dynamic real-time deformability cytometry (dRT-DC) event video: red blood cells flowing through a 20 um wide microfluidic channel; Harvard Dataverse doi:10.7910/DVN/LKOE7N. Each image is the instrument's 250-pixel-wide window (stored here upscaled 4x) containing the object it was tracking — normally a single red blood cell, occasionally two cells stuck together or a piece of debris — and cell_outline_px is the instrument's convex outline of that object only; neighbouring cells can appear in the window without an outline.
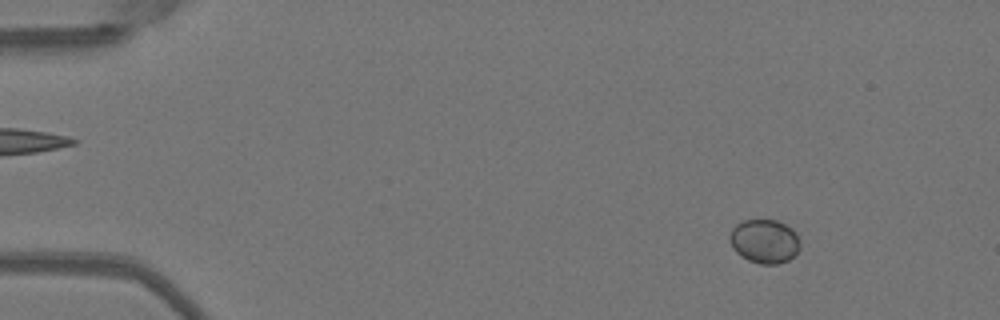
{"species": "Egyptian fruit bat (a non-hibernating species)", "species_latin": "Rousettus aegyptiacus", "temperature_condition": "warm", "stored_images_in_passage": 20, "camera_frame_rate_fps": 3000, "um_per_image_px": 0.085, "animal": {"sex": "female"}, "frame": {"image": 1, "passage_image": 7, "time_ms": 2.0, "image_size_px": [1000, 320], "cell_outline_px": [[800, 248], [788, 260], [776, 264], [760, 264], [748, 260], [740, 256], [732, 248], [728, 240], [728, 236], [732, 228], [736, 224], [744, 220], [776, 220], [792, 228], [796, 232], [800, 240]], "centroid_in_image_um": [64.95, 20.5], "position_along_channel_um": 20.0, "area_um2": 18.21}}
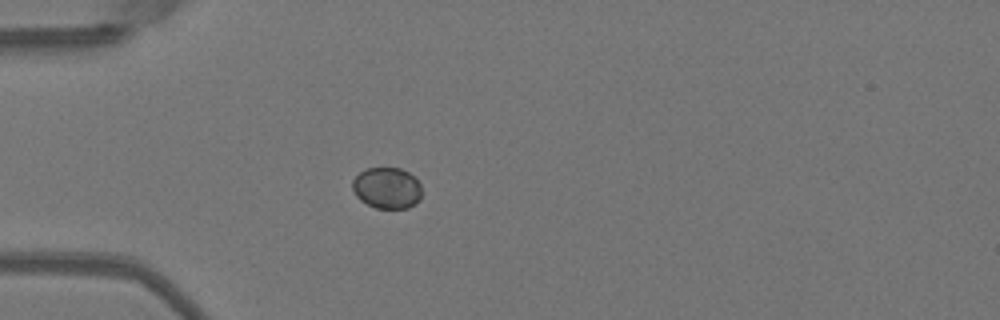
{"frame": {"image": 2, "passage_image": 16, "time_ms": 5.0, "image_size_px": [1000, 320], "cell_outline_px": [[420, 200], [416, 204], [408, 208], [376, 208], [360, 200], [356, 196], [352, 188], [352, 180], [360, 172], [368, 168], [400, 168], [416, 176], [420, 184]], "centroid_in_image_um": [32.9, 15.98], "position_along_channel_um": 52.1, "area_um2": 16.76}}